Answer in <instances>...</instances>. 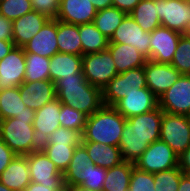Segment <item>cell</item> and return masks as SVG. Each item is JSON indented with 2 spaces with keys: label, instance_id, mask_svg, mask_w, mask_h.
Returning <instances> with one entry per match:
<instances>
[{
  "label": "cell",
  "instance_id": "obj_22",
  "mask_svg": "<svg viewBox=\"0 0 190 191\" xmlns=\"http://www.w3.org/2000/svg\"><path fill=\"white\" fill-rule=\"evenodd\" d=\"M0 182L13 191H23L31 183L27 155H16L1 173Z\"/></svg>",
  "mask_w": 190,
  "mask_h": 191
},
{
  "label": "cell",
  "instance_id": "obj_55",
  "mask_svg": "<svg viewBox=\"0 0 190 191\" xmlns=\"http://www.w3.org/2000/svg\"><path fill=\"white\" fill-rule=\"evenodd\" d=\"M188 119H189V123H190V113L187 115Z\"/></svg>",
  "mask_w": 190,
  "mask_h": 191
},
{
  "label": "cell",
  "instance_id": "obj_44",
  "mask_svg": "<svg viewBox=\"0 0 190 191\" xmlns=\"http://www.w3.org/2000/svg\"><path fill=\"white\" fill-rule=\"evenodd\" d=\"M0 40H13L12 21L0 15Z\"/></svg>",
  "mask_w": 190,
  "mask_h": 191
},
{
  "label": "cell",
  "instance_id": "obj_28",
  "mask_svg": "<svg viewBox=\"0 0 190 191\" xmlns=\"http://www.w3.org/2000/svg\"><path fill=\"white\" fill-rule=\"evenodd\" d=\"M158 0H141L129 15L145 31L151 33L161 26L158 17Z\"/></svg>",
  "mask_w": 190,
  "mask_h": 191
},
{
  "label": "cell",
  "instance_id": "obj_21",
  "mask_svg": "<svg viewBox=\"0 0 190 191\" xmlns=\"http://www.w3.org/2000/svg\"><path fill=\"white\" fill-rule=\"evenodd\" d=\"M50 19L32 10L12 21L13 42L23 47L32 39Z\"/></svg>",
  "mask_w": 190,
  "mask_h": 191
},
{
  "label": "cell",
  "instance_id": "obj_46",
  "mask_svg": "<svg viewBox=\"0 0 190 191\" xmlns=\"http://www.w3.org/2000/svg\"><path fill=\"white\" fill-rule=\"evenodd\" d=\"M178 166L184 174L190 173V146L179 156Z\"/></svg>",
  "mask_w": 190,
  "mask_h": 191
},
{
  "label": "cell",
  "instance_id": "obj_10",
  "mask_svg": "<svg viewBox=\"0 0 190 191\" xmlns=\"http://www.w3.org/2000/svg\"><path fill=\"white\" fill-rule=\"evenodd\" d=\"M158 106L165 113L188 115L190 113V75L179 79L158 98Z\"/></svg>",
  "mask_w": 190,
  "mask_h": 191
},
{
  "label": "cell",
  "instance_id": "obj_30",
  "mask_svg": "<svg viewBox=\"0 0 190 191\" xmlns=\"http://www.w3.org/2000/svg\"><path fill=\"white\" fill-rule=\"evenodd\" d=\"M134 163L123 161L107 169L102 191H128Z\"/></svg>",
  "mask_w": 190,
  "mask_h": 191
},
{
  "label": "cell",
  "instance_id": "obj_40",
  "mask_svg": "<svg viewBox=\"0 0 190 191\" xmlns=\"http://www.w3.org/2000/svg\"><path fill=\"white\" fill-rule=\"evenodd\" d=\"M82 134L69 128L59 127L53 131L43 144H67L68 146H78L81 144Z\"/></svg>",
  "mask_w": 190,
  "mask_h": 191
},
{
  "label": "cell",
  "instance_id": "obj_9",
  "mask_svg": "<svg viewBox=\"0 0 190 191\" xmlns=\"http://www.w3.org/2000/svg\"><path fill=\"white\" fill-rule=\"evenodd\" d=\"M30 180L43 186L60 189L64 185L63 173L47 157L42 149L27 155Z\"/></svg>",
  "mask_w": 190,
  "mask_h": 191
},
{
  "label": "cell",
  "instance_id": "obj_17",
  "mask_svg": "<svg viewBox=\"0 0 190 191\" xmlns=\"http://www.w3.org/2000/svg\"><path fill=\"white\" fill-rule=\"evenodd\" d=\"M20 96L26 107L37 111L57 99L54 83L49 80L23 82L19 86Z\"/></svg>",
  "mask_w": 190,
  "mask_h": 191
},
{
  "label": "cell",
  "instance_id": "obj_3",
  "mask_svg": "<svg viewBox=\"0 0 190 191\" xmlns=\"http://www.w3.org/2000/svg\"><path fill=\"white\" fill-rule=\"evenodd\" d=\"M126 118L113 106L103 105L88 116L82 141L119 146Z\"/></svg>",
  "mask_w": 190,
  "mask_h": 191
},
{
  "label": "cell",
  "instance_id": "obj_53",
  "mask_svg": "<svg viewBox=\"0 0 190 191\" xmlns=\"http://www.w3.org/2000/svg\"><path fill=\"white\" fill-rule=\"evenodd\" d=\"M183 35L190 39V23L188 24L187 29Z\"/></svg>",
  "mask_w": 190,
  "mask_h": 191
},
{
  "label": "cell",
  "instance_id": "obj_6",
  "mask_svg": "<svg viewBox=\"0 0 190 191\" xmlns=\"http://www.w3.org/2000/svg\"><path fill=\"white\" fill-rule=\"evenodd\" d=\"M82 71L93 86L103 89L118 72L108 49L82 56Z\"/></svg>",
  "mask_w": 190,
  "mask_h": 191
},
{
  "label": "cell",
  "instance_id": "obj_51",
  "mask_svg": "<svg viewBox=\"0 0 190 191\" xmlns=\"http://www.w3.org/2000/svg\"><path fill=\"white\" fill-rule=\"evenodd\" d=\"M57 191H72V186L63 185L60 189Z\"/></svg>",
  "mask_w": 190,
  "mask_h": 191
},
{
  "label": "cell",
  "instance_id": "obj_5",
  "mask_svg": "<svg viewBox=\"0 0 190 191\" xmlns=\"http://www.w3.org/2000/svg\"><path fill=\"white\" fill-rule=\"evenodd\" d=\"M142 88H148L144 66L119 73L102 89L103 104L114 106L119 100L126 97L127 94Z\"/></svg>",
  "mask_w": 190,
  "mask_h": 191
},
{
  "label": "cell",
  "instance_id": "obj_42",
  "mask_svg": "<svg viewBox=\"0 0 190 191\" xmlns=\"http://www.w3.org/2000/svg\"><path fill=\"white\" fill-rule=\"evenodd\" d=\"M32 8L49 19H57L60 0H31Z\"/></svg>",
  "mask_w": 190,
  "mask_h": 191
},
{
  "label": "cell",
  "instance_id": "obj_15",
  "mask_svg": "<svg viewBox=\"0 0 190 191\" xmlns=\"http://www.w3.org/2000/svg\"><path fill=\"white\" fill-rule=\"evenodd\" d=\"M147 87L159 98L181 76V73L171 64L157 63L147 60L144 65Z\"/></svg>",
  "mask_w": 190,
  "mask_h": 191
},
{
  "label": "cell",
  "instance_id": "obj_29",
  "mask_svg": "<svg viewBox=\"0 0 190 191\" xmlns=\"http://www.w3.org/2000/svg\"><path fill=\"white\" fill-rule=\"evenodd\" d=\"M91 163L86 148L80 144L76 146L68 169L64 172V184L67 186H80L84 181L85 168Z\"/></svg>",
  "mask_w": 190,
  "mask_h": 191
},
{
  "label": "cell",
  "instance_id": "obj_45",
  "mask_svg": "<svg viewBox=\"0 0 190 191\" xmlns=\"http://www.w3.org/2000/svg\"><path fill=\"white\" fill-rule=\"evenodd\" d=\"M113 7L129 14L141 0H112Z\"/></svg>",
  "mask_w": 190,
  "mask_h": 191
},
{
  "label": "cell",
  "instance_id": "obj_39",
  "mask_svg": "<svg viewBox=\"0 0 190 191\" xmlns=\"http://www.w3.org/2000/svg\"><path fill=\"white\" fill-rule=\"evenodd\" d=\"M106 173L107 169L89 163L85 168L84 181L80 187L90 191H102Z\"/></svg>",
  "mask_w": 190,
  "mask_h": 191
},
{
  "label": "cell",
  "instance_id": "obj_54",
  "mask_svg": "<svg viewBox=\"0 0 190 191\" xmlns=\"http://www.w3.org/2000/svg\"><path fill=\"white\" fill-rule=\"evenodd\" d=\"M0 191H13V190L7 188L5 185H3V184L0 182Z\"/></svg>",
  "mask_w": 190,
  "mask_h": 191
},
{
  "label": "cell",
  "instance_id": "obj_18",
  "mask_svg": "<svg viewBox=\"0 0 190 191\" xmlns=\"http://www.w3.org/2000/svg\"><path fill=\"white\" fill-rule=\"evenodd\" d=\"M97 10L90 0H60L56 20L67 24L82 25L92 23Z\"/></svg>",
  "mask_w": 190,
  "mask_h": 191
},
{
  "label": "cell",
  "instance_id": "obj_48",
  "mask_svg": "<svg viewBox=\"0 0 190 191\" xmlns=\"http://www.w3.org/2000/svg\"><path fill=\"white\" fill-rule=\"evenodd\" d=\"M97 11L104 10L105 8L113 7L112 0H90Z\"/></svg>",
  "mask_w": 190,
  "mask_h": 191
},
{
  "label": "cell",
  "instance_id": "obj_36",
  "mask_svg": "<svg viewBox=\"0 0 190 191\" xmlns=\"http://www.w3.org/2000/svg\"><path fill=\"white\" fill-rule=\"evenodd\" d=\"M183 174L179 166L154 173L155 191H178Z\"/></svg>",
  "mask_w": 190,
  "mask_h": 191
},
{
  "label": "cell",
  "instance_id": "obj_37",
  "mask_svg": "<svg viewBox=\"0 0 190 191\" xmlns=\"http://www.w3.org/2000/svg\"><path fill=\"white\" fill-rule=\"evenodd\" d=\"M171 65L181 74L190 75V39L181 35Z\"/></svg>",
  "mask_w": 190,
  "mask_h": 191
},
{
  "label": "cell",
  "instance_id": "obj_19",
  "mask_svg": "<svg viewBox=\"0 0 190 191\" xmlns=\"http://www.w3.org/2000/svg\"><path fill=\"white\" fill-rule=\"evenodd\" d=\"M60 110L61 103L58 99H55L35 111L33 127L40 145L47 141L48 136L53 131L61 127L59 122Z\"/></svg>",
  "mask_w": 190,
  "mask_h": 191
},
{
  "label": "cell",
  "instance_id": "obj_41",
  "mask_svg": "<svg viewBox=\"0 0 190 191\" xmlns=\"http://www.w3.org/2000/svg\"><path fill=\"white\" fill-rule=\"evenodd\" d=\"M154 173L142 171L133 167L129 191H155Z\"/></svg>",
  "mask_w": 190,
  "mask_h": 191
},
{
  "label": "cell",
  "instance_id": "obj_1",
  "mask_svg": "<svg viewBox=\"0 0 190 191\" xmlns=\"http://www.w3.org/2000/svg\"><path fill=\"white\" fill-rule=\"evenodd\" d=\"M163 111L156 109L126 119L119 148L124 161L136 163L148 146L160 139Z\"/></svg>",
  "mask_w": 190,
  "mask_h": 191
},
{
  "label": "cell",
  "instance_id": "obj_52",
  "mask_svg": "<svg viewBox=\"0 0 190 191\" xmlns=\"http://www.w3.org/2000/svg\"><path fill=\"white\" fill-rule=\"evenodd\" d=\"M72 191H90V190L84 189L80 186H72Z\"/></svg>",
  "mask_w": 190,
  "mask_h": 191
},
{
  "label": "cell",
  "instance_id": "obj_11",
  "mask_svg": "<svg viewBox=\"0 0 190 191\" xmlns=\"http://www.w3.org/2000/svg\"><path fill=\"white\" fill-rule=\"evenodd\" d=\"M109 43L129 44L150 60V33L127 14L112 35Z\"/></svg>",
  "mask_w": 190,
  "mask_h": 191
},
{
  "label": "cell",
  "instance_id": "obj_35",
  "mask_svg": "<svg viewBox=\"0 0 190 191\" xmlns=\"http://www.w3.org/2000/svg\"><path fill=\"white\" fill-rule=\"evenodd\" d=\"M88 116L61 103L59 122L61 127L79 131L83 134Z\"/></svg>",
  "mask_w": 190,
  "mask_h": 191
},
{
  "label": "cell",
  "instance_id": "obj_31",
  "mask_svg": "<svg viewBox=\"0 0 190 191\" xmlns=\"http://www.w3.org/2000/svg\"><path fill=\"white\" fill-rule=\"evenodd\" d=\"M79 34L83 55L97 53L108 48L109 39L96 28L93 22L79 25Z\"/></svg>",
  "mask_w": 190,
  "mask_h": 191
},
{
  "label": "cell",
  "instance_id": "obj_14",
  "mask_svg": "<svg viewBox=\"0 0 190 191\" xmlns=\"http://www.w3.org/2000/svg\"><path fill=\"white\" fill-rule=\"evenodd\" d=\"M25 68L23 47L15 46L0 60V90L19 87L24 82Z\"/></svg>",
  "mask_w": 190,
  "mask_h": 191
},
{
  "label": "cell",
  "instance_id": "obj_50",
  "mask_svg": "<svg viewBox=\"0 0 190 191\" xmlns=\"http://www.w3.org/2000/svg\"><path fill=\"white\" fill-rule=\"evenodd\" d=\"M178 191H190V176H189V174H183L181 176Z\"/></svg>",
  "mask_w": 190,
  "mask_h": 191
},
{
  "label": "cell",
  "instance_id": "obj_25",
  "mask_svg": "<svg viewBox=\"0 0 190 191\" xmlns=\"http://www.w3.org/2000/svg\"><path fill=\"white\" fill-rule=\"evenodd\" d=\"M78 73H83L82 56L58 52L50 58L49 74L53 83L58 79L73 77Z\"/></svg>",
  "mask_w": 190,
  "mask_h": 191
},
{
  "label": "cell",
  "instance_id": "obj_47",
  "mask_svg": "<svg viewBox=\"0 0 190 191\" xmlns=\"http://www.w3.org/2000/svg\"><path fill=\"white\" fill-rule=\"evenodd\" d=\"M13 40H0V60H2L13 48Z\"/></svg>",
  "mask_w": 190,
  "mask_h": 191
},
{
  "label": "cell",
  "instance_id": "obj_7",
  "mask_svg": "<svg viewBox=\"0 0 190 191\" xmlns=\"http://www.w3.org/2000/svg\"><path fill=\"white\" fill-rule=\"evenodd\" d=\"M160 140L167 143L179 157L190 146V123L187 115L163 112Z\"/></svg>",
  "mask_w": 190,
  "mask_h": 191
},
{
  "label": "cell",
  "instance_id": "obj_43",
  "mask_svg": "<svg viewBox=\"0 0 190 191\" xmlns=\"http://www.w3.org/2000/svg\"><path fill=\"white\" fill-rule=\"evenodd\" d=\"M16 154L10 147L0 138V175L10 164Z\"/></svg>",
  "mask_w": 190,
  "mask_h": 191
},
{
  "label": "cell",
  "instance_id": "obj_13",
  "mask_svg": "<svg viewBox=\"0 0 190 191\" xmlns=\"http://www.w3.org/2000/svg\"><path fill=\"white\" fill-rule=\"evenodd\" d=\"M161 26L184 33L190 23V2L187 0H158Z\"/></svg>",
  "mask_w": 190,
  "mask_h": 191
},
{
  "label": "cell",
  "instance_id": "obj_23",
  "mask_svg": "<svg viewBox=\"0 0 190 191\" xmlns=\"http://www.w3.org/2000/svg\"><path fill=\"white\" fill-rule=\"evenodd\" d=\"M115 62L118 74L146 64L148 58L129 44L109 43L107 48Z\"/></svg>",
  "mask_w": 190,
  "mask_h": 191
},
{
  "label": "cell",
  "instance_id": "obj_24",
  "mask_svg": "<svg viewBox=\"0 0 190 191\" xmlns=\"http://www.w3.org/2000/svg\"><path fill=\"white\" fill-rule=\"evenodd\" d=\"M81 144L86 148L91 162L96 166L110 169L124 161L118 146L88 141H81Z\"/></svg>",
  "mask_w": 190,
  "mask_h": 191
},
{
  "label": "cell",
  "instance_id": "obj_26",
  "mask_svg": "<svg viewBox=\"0 0 190 191\" xmlns=\"http://www.w3.org/2000/svg\"><path fill=\"white\" fill-rule=\"evenodd\" d=\"M20 116L34 117L35 111L25 106L19 87L0 90V120Z\"/></svg>",
  "mask_w": 190,
  "mask_h": 191
},
{
  "label": "cell",
  "instance_id": "obj_33",
  "mask_svg": "<svg viewBox=\"0 0 190 191\" xmlns=\"http://www.w3.org/2000/svg\"><path fill=\"white\" fill-rule=\"evenodd\" d=\"M25 76L24 82H34L49 80L50 58L37 55L35 53L25 52Z\"/></svg>",
  "mask_w": 190,
  "mask_h": 191
},
{
  "label": "cell",
  "instance_id": "obj_12",
  "mask_svg": "<svg viewBox=\"0 0 190 191\" xmlns=\"http://www.w3.org/2000/svg\"><path fill=\"white\" fill-rule=\"evenodd\" d=\"M182 33L160 26L150 33V60L171 64Z\"/></svg>",
  "mask_w": 190,
  "mask_h": 191
},
{
  "label": "cell",
  "instance_id": "obj_20",
  "mask_svg": "<svg viewBox=\"0 0 190 191\" xmlns=\"http://www.w3.org/2000/svg\"><path fill=\"white\" fill-rule=\"evenodd\" d=\"M24 52L51 58L59 52L57 44V20L50 19L30 41L23 46Z\"/></svg>",
  "mask_w": 190,
  "mask_h": 191
},
{
  "label": "cell",
  "instance_id": "obj_16",
  "mask_svg": "<svg viewBox=\"0 0 190 191\" xmlns=\"http://www.w3.org/2000/svg\"><path fill=\"white\" fill-rule=\"evenodd\" d=\"M126 119L152 111L158 107V98L149 88L127 94L113 106Z\"/></svg>",
  "mask_w": 190,
  "mask_h": 191
},
{
  "label": "cell",
  "instance_id": "obj_49",
  "mask_svg": "<svg viewBox=\"0 0 190 191\" xmlns=\"http://www.w3.org/2000/svg\"><path fill=\"white\" fill-rule=\"evenodd\" d=\"M58 189H52L41 184L32 182L23 191H57Z\"/></svg>",
  "mask_w": 190,
  "mask_h": 191
},
{
  "label": "cell",
  "instance_id": "obj_4",
  "mask_svg": "<svg viewBox=\"0 0 190 191\" xmlns=\"http://www.w3.org/2000/svg\"><path fill=\"white\" fill-rule=\"evenodd\" d=\"M34 117L20 116L0 120V138L16 155L41 149L33 127Z\"/></svg>",
  "mask_w": 190,
  "mask_h": 191
},
{
  "label": "cell",
  "instance_id": "obj_27",
  "mask_svg": "<svg viewBox=\"0 0 190 191\" xmlns=\"http://www.w3.org/2000/svg\"><path fill=\"white\" fill-rule=\"evenodd\" d=\"M57 44L59 53L83 56L79 25L67 24L57 20Z\"/></svg>",
  "mask_w": 190,
  "mask_h": 191
},
{
  "label": "cell",
  "instance_id": "obj_8",
  "mask_svg": "<svg viewBox=\"0 0 190 191\" xmlns=\"http://www.w3.org/2000/svg\"><path fill=\"white\" fill-rule=\"evenodd\" d=\"M178 164V155L159 139L148 146L134 165L142 171L156 173L178 167Z\"/></svg>",
  "mask_w": 190,
  "mask_h": 191
},
{
  "label": "cell",
  "instance_id": "obj_32",
  "mask_svg": "<svg viewBox=\"0 0 190 191\" xmlns=\"http://www.w3.org/2000/svg\"><path fill=\"white\" fill-rule=\"evenodd\" d=\"M126 15L127 14L125 12L116 7H109L104 10L97 11L93 23L96 28L110 40Z\"/></svg>",
  "mask_w": 190,
  "mask_h": 191
},
{
  "label": "cell",
  "instance_id": "obj_2",
  "mask_svg": "<svg viewBox=\"0 0 190 191\" xmlns=\"http://www.w3.org/2000/svg\"><path fill=\"white\" fill-rule=\"evenodd\" d=\"M54 86L60 103L70 106L87 116L92 115L104 105L102 90L91 85L83 73L58 79L54 82Z\"/></svg>",
  "mask_w": 190,
  "mask_h": 191
},
{
  "label": "cell",
  "instance_id": "obj_38",
  "mask_svg": "<svg viewBox=\"0 0 190 191\" xmlns=\"http://www.w3.org/2000/svg\"><path fill=\"white\" fill-rule=\"evenodd\" d=\"M31 0H4L0 1V15L13 21L32 11Z\"/></svg>",
  "mask_w": 190,
  "mask_h": 191
},
{
  "label": "cell",
  "instance_id": "obj_34",
  "mask_svg": "<svg viewBox=\"0 0 190 191\" xmlns=\"http://www.w3.org/2000/svg\"><path fill=\"white\" fill-rule=\"evenodd\" d=\"M76 146L67 144H42L41 149L47 157L55 164L57 169L64 174L68 169Z\"/></svg>",
  "mask_w": 190,
  "mask_h": 191
}]
</instances>
